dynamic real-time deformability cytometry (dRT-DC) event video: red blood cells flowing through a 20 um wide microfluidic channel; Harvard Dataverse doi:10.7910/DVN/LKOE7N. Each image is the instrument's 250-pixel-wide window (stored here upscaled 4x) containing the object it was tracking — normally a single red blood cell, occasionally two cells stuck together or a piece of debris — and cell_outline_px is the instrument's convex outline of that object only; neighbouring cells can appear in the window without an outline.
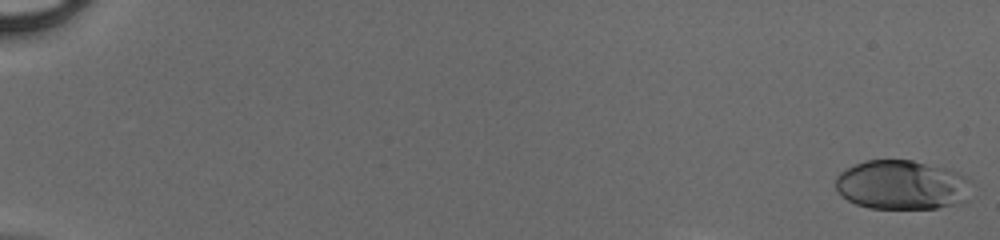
{"species": "human", "species_latin": "Homo sapiens", "temperature_condition": "cold", "stored_images_in_passage": 37, "camera_frame_rate_fps": 3000, "um_per_image_px": 0.085, "donor": {"sex": "male"}, "frame": {"image": 1, "passage_image": 1, "time_ms": 0.0, "image_size_px": [1000, 240], "cell_outline_px": [[972, 180], [968, 200], [964, 204], [936, 208], [868, 208], [856, 204], [848, 200], [836, 188], [836, 176], [840, 172], [864, 160], [912, 160], [944, 168], [956, 172]], "centroid_in_image_um": [76.71, 15.73], "position_along_channel_um": 8.3, "area_um2": 39.25}}
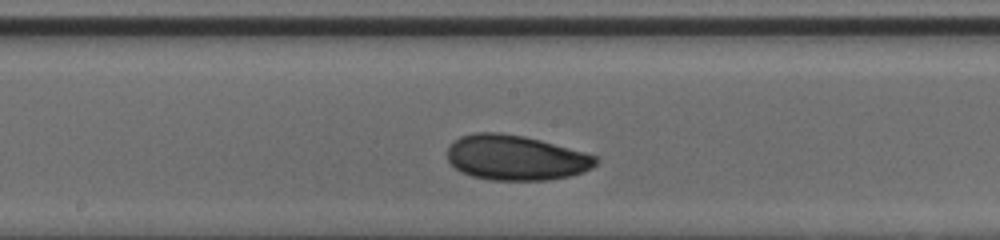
{"frame": {"image": 2, "passage_image": 23, "time_ms": 7.333, "image_size_px": [1000, 240], "cell_outline_px": [[600, 160], [592, 168], [584, 172], [568, 176], [548, 180], [492, 180], [472, 176], [456, 168], [448, 160], [448, 148], [460, 136], [476, 132], [500, 132], [524, 136], [540, 140], [600, 156]], "centroid_in_image_um": [43.89, 13.4], "position_along_channel_um": 204.3, "area_um2": 39.02}}
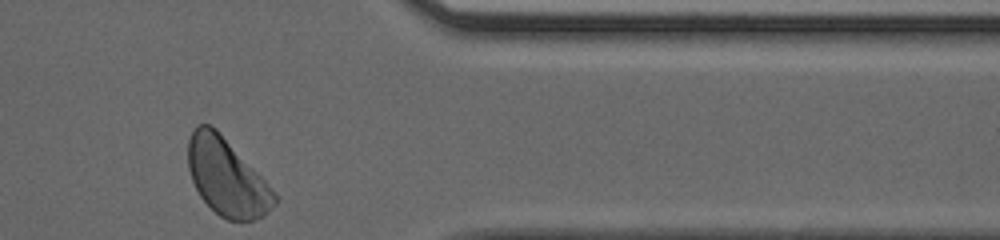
{"frame": {"image": 3, "passage_image": 37, "time_ms": 12.0, "image_size_px": [1000, 240], "cell_outline_px": [[276, 204], [264, 216], [252, 220], [228, 220], [220, 216], [200, 196], [192, 180], [188, 168], [188, 140], [196, 124], [208, 124], [216, 128], [220, 132], [264, 180], [276, 196]], "centroid_in_image_um": [19.25, 15.05], "position_along_channel_um": 392.2, "area_um2": 38.21}}